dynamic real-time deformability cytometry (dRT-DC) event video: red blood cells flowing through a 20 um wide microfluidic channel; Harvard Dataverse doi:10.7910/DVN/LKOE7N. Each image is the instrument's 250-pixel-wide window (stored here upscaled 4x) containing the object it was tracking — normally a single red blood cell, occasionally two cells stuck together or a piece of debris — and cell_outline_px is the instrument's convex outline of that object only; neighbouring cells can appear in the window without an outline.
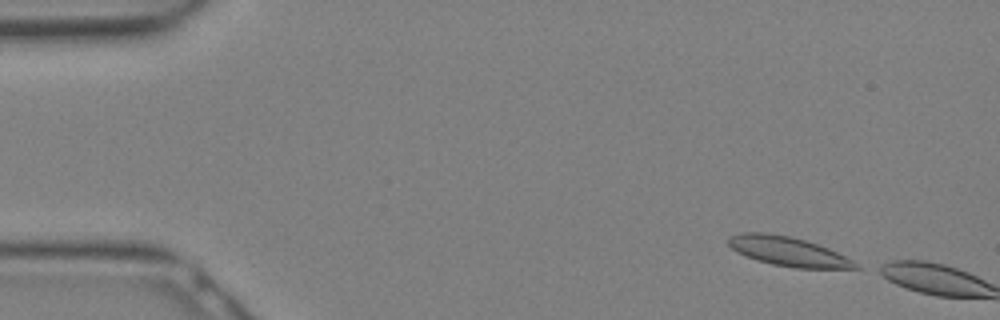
{"species": "Egyptian fruit bat (a non-hibernating species)", "species_latin": "Rousettus aegyptiacus", "temperature_condition": "warm", "stored_images_in_passage": 2, "camera_frame_rate_fps": 3000, "um_per_image_px": 0.085, "animal": {"sex": "female"}, "frame": {"image": 1, "passage_image": 1, "time_ms": 0.0, "image_size_px": [1000, 320], "cell_outline_px": [[864, 268], [796, 268], [772, 264], [756, 260], [736, 252], [728, 244], [728, 236], [740, 232], [764, 232], [788, 236], [804, 240], [828, 248], [860, 264]], "centroid_in_image_um": [66.96, 21.37], "position_along_channel_um": 18.0, "area_um2": 21.62}}